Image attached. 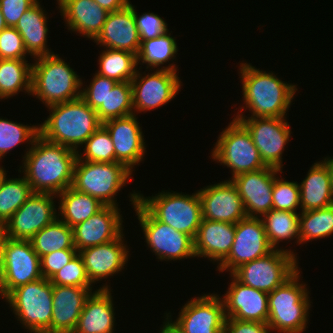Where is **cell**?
I'll use <instances>...</instances> for the list:
<instances>
[{
    "instance_id": "cell-35",
    "label": "cell",
    "mask_w": 333,
    "mask_h": 333,
    "mask_svg": "<svg viewBox=\"0 0 333 333\" xmlns=\"http://www.w3.org/2000/svg\"><path fill=\"white\" fill-rule=\"evenodd\" d=\"M29 241L40 258L51 252L76 249L73 228L59 218L38 231Z\"/></svg>"
},
{
    "instance_id": "cell-45",
    "label": "cell",
    "mask_w": 333,
    "mask_h": 333,
    "mask_svg": "<svg viewBox=\"0 0 333 333\" xmlns=\"http://www.w3.org/2000/svg\"><path fill=\"white\" fill-rule=\"evenodd\" d=\"M133 15L141 41L157 38L169 31L166 21L153 12L139 15L133 5Z\"/></svg>"
},
{
    "instance_id": "cell-31",
    "label": "cell",
    "mask_w": 333,
    "mask_h": 333,
    "mask_svg": "<svg viewBox=\"0 0 333 333\" xmlns=\"http://www.w3.org/2000/svg\"><path fill=\"white\" fill-rule=\"evenodd\" d=\"M58 218L69 227L82 223L99 212L105 205L89 194L79 192L71 186L57 195Z\"/></svg>"
},
{
    "instance_id": "cell-33",
    "label": "cell",
    "mask_w": 333,
    "mask_h": 333,
    "mask_svg": "<svg viewBox=\"0 0 333 333\" xmlns=\"http://www.w3.org/2000/svg\"><path fill=\"white\" fill-rule=\"evenodd\" d=\"M299 215L300 212L297 213L271 209L268 213L261 217L267 239L273 249L284 250L296 257L299 255L291 249H282L281 247L278 248L280 245L279 243L284 240L289 242L297 239L295 240V243L297 242V244L300 245Z\"/></svg>"
},
{
    "instance_id": "cell-1",
    "label": "cell",
    "mask_w": 333,
    "mask_h": 333,
    "mask_svg": "<svg viewBox=\"0 0 333 333\" xmlns=\"http://www.w3.org/2000/svg\"><path fill=\"white\" fill-rule=\"evenodd\" d=\"M26 150L18 172L23 173L33 193L58 195L72 185L77 151L40 135Z\"/></svg>"
},
{
    "instance_id": "cell-7",
    "label": "cell",
    "mask_w": 333,
    "mask_h": 333,
    "mask_svg": "<svg viewBox=\"0 0 333 333\" xmlns=\"http://www.w3.org/2000/svg\"><path fill=\"white\" fill-rule=\"evenodd\" d=\"M133 172L119 162L101 163L76 159L71 187L91 195L105 206L118 207L116 195L132 181Z\"/></svg>"
},
{
    "instance_id": "cell-10",
    "label": "cell",
    "mask_w": 333,
    "mask_h": 333,
    "mask_svg": "<svg viewBox=\"0 0 333 333\" xmlns=\"http://www.w3.org/2000/svg\"><path fill=\"white\" fill-rule=\"evenodd\" d=\"M217 138L210 156L213 161L230 168L232 177L229 180L239 174L267 167L251 134L237 119L233 118Z\"/></svg>"
},
{
    "instance_id": "cell-9",
    "label": "cell",
    "mask_w": 333,
    "mask_h": 333,
    "mask_svg": "<svg viewBox=\"0 0 333 333\" xmlns=\"http://www.w3.org/2000/svg\"><path fill=\"white\" fill-rule=\"evenodd\" d=\"M135 190L130 193L131 205L139 220L145 242L159 261H180L195 258L194 240L170 225L157 220L139 201Z\"/></svg>"
},
{
    "instance_id": "cell-3",
    "label": "cell",
    "mask_w": 333,
    "mask_h": 333,
    "mask_svg": "<svg viewBox=\"0 0 333 333\" xmlns=\"http://www.w3.org/2000/svg\"><path fill=\"white\" fill-rule=\"evenodd\" d=\"M49 116L38 124L45 140L75 151L102 125L96 110L81 97L47 107Z\"/></svg>"
},
{
    "instance_id": "cell-54",
    "label": "cell",
    "mask_w": 333,
    "mask_h": 333,
    "mask_svg": "<svg viewBox=\"0 0 333 333\" xmlns=\"http://www.w3.org/2000/svg\"><path fill=\"white\" fill-rule=\"evenodd\" d=\"M7 172L8 171H6V169H4V167L0 165V186L4 178L7 176Z\"/></svg>"
},
{
    "instance_id": "cell-25",
    "label": "cell",
    "mask_w": 333,
    "mask_h": 333,
    "mask_svg": "<svg viewBox=\"0 0 333 333\" xmlns=\"http://www.w3.org/2000/svg\"><path fill=\"white\" fill-rule=\"evenodd\" d=\"M68 30L95 40L109 12L94 0H56Z\"/></svg>"
},
{
    "instance_id": "cell-27",
    "label": "cell",
    "mask_w": 333,
    "mask_h": 333,
    "mask_svg": "<svg viewBox=\"0 0 333 333\" xmlns=\"http://www.w3.org/2000/svg\"><path fill=\"white\" fill-rule=\"evenodd\" d=\"M111 287L105 283L87 298L73 333H115V307Z\"/></svg>"
},
{
    "instance_id": "cell-21",
    "label": "cell",
    "mask_w": 333,
    "mask_h": 333,
    "mask_svg": "<svg viewBox=\"0 0 333 333\" xmlns=\"http://www.w3.org/2000/svg\"><path fill=\"white\" fill-rule=\"evenodd\" d=\"M231 182L238 190L247 217L261 218L273 209V167L239 174Z\"/></svg>"
},
{
    "instance_id": "cell-51",
    "label": "cell",
    "mask_w": 333,
    "mask_h": 333,
    "mask_svg": "<svg viewBox=\"0 0 333 333\" xmlns=\"http://www.w3.org/2000/svg\"><path fill=\"white\" fill-rule=\"evenodd\" d=\"M163 325L160 327L159 333H180V331L166 318L164 317Z\"/></svg>"
},
{
    "instance_id": "cell-23",
    "label": "cell",
    "mask_w": 333,
    "mask_h": 333,
    "mask_svg": "<svg viewBox=\"0 0 333 333\" xmlns=\"http://www.w3.org/2000/svg\"><path fill=\"white\" fill-rule=\"evenodd\" d=\"M230 277L228 290L222 295L226 317L267 323L268 293L243 285L231 274Z\"/></svg>"
},
{
    "instance_id": "cell-29",
    "label": "cell",
    "mask_w": 333,
    "mask_h": 333,
    "mask_svg": "<svg viewBox=\"0 0 333 333\" xmlns=\"http://www.w3.org/2000/svg\"><path fill=\"white\" fill-rule=\"evenodd\" d=\"M40 2L37 0L28 8L14 27L23 38L27 55L33 60L54 53L47 45L48 12L43 10Z\"/></svg>"
},
{
    "instance_id": "cell-46",
    "label": "cell",
    "mask_w": 333,
    "mask_h": 333,
    "mask_svg": "<svg viewBox=\"0 0 333 333\" xmlns=\"http://www.w3.org/2000/svg\"><path fill=\"white\" fill-rule=\"evenodd\" d=\"M28 56L23 38L14 27L0 33V59H26Z\"/></svg>"
},
{
    "instance_id": "cell-17",
    "label": "cell",
    "mask_w": 333,
    "mask_h": 333,
    "mask_svg": "<svg viewBox=\"0 0 333 333\" xmlns=\"http://www.w3.org/2000/svg\"><path fill=\"white\" fill-rule=\"evenodd\" d=\"M273 250L261 218L246 217L235 224V238L228 256L217 266L231 274L242 264L263 257Z\"/></svg>"
},
{
    "instance_id": "cell-5",
    "label": "cell",
    "mask_w": 333,
    "mask_h": 333,
    "mask_svg": "<svg viewBox=\"0 0 333 333\" xmlns=\"http://www.w3.org/2000/svg\"><path fill=\"white\" fill-rule=\"evenodd\" d=\"M300 269L284 284L268 293L267 324L278 333H303L309 323L310 291L300 281Z\"/></svg>"
},
{
    "instance_id": "cell-16",
    "label": "cell",
    "mask_w": 333,
    "mask_h": 333,
    "mask_svg": "<svg viewBox=\"0 0 333 333\" xmlns=\"http://www.w3.org/2000/svg\"><path fill=\"white\" fill-rule=\"evenodd\" d=\"M251 134L264 164L283 170V151L291 137L287 117L282 118H235Z\"/></svg>"
},
{
    "instance_id": "cell-34",
    "label": "cell",
    "mask_w": 333,
    "mask_h": 333,
    "mask_svg": "<svg viewBox=\"0 0 333 333\" xmlns=\"http://www.w3.org/2000/svg\"><path fill=\"white\" fill-rule=\"evenodd\" d=\"M26 59H0V100L25 92L31 95L32 63Z\"/></svg>"
},
{
    "instance_id": "cell-52",
    "label": "cell",
    "mask_w": 333,
    "mask_h": 333,
    "mask_svg": "<svg viewBox=\"0 0 333 333\" xmlns=\"http://www.w3.org/2000/svg\"><path fill=\"white\" fill-rule=\"evenodd\" d=\"M328 167L329 173H330V178H331V188H332V193H333V156L329 157H324V159H322Z\"/></svg>"
},
{
    "instance_id": "cell-40",
    "label": "cell",
    "mask_w": 333,
    "mask_h": 333,
    "mask_svg": "<svg viewBox=\"0 0 333 333\" xmlns=\"http://www.w3.org/2000/svg\"><path fill=\"white\" fill-rule=\"evenodd\" d=\"M39 135L38 124L25 125L10 121L8 118L0 117V162L2 157L7 155L13 148L26 142L27 146L33 144L34 139Z\"/></svg>"
},
{
    "instance_id": "cell-2",
    "label": "cell",
    "mask_w": 333,
    "mask_h": 333,
    "mask_svg": "<svg viewBox=\"0 0 333 333\" xmlns=\"http://www.w3.org/2000/svg\"><path fill=\"white\" fill-rule=\"evenodd\" d=\"M239 77L242 84L243 104L234 118H282L287 112L296 95V84L282 81L272 71L267 72L255 68L250 63L241 62ZM246 109L251 113L247 117ZM241 112V113H240Z\"/></svg>"
},
{
    "instance_id": "cell-15",
    "label": "cell",
    "mask_w": 333,
    "mask_h": 333,
    "mask_svg": "<svg viewBox=\"0 0 333 333\" xmlns=\"http://www.w3.org/2000/svg\"><path fill=\"white\" fill-rule=\"evenodd\" d=\"M55 194L32 193L2 226L11 239L30 240L38 231L58 218ZM55 202V203H54Z\"/></svg>"
},
{
    "instance_id": "cell-53",
    "label": "cell",
    "mask_w": 333,
    "mask_h": 333,
    "mask_svg": "<svg viewBox=\"0 0 333 333\" xmlns=\"http://www.w3.org/2000/svg\"><path fill=\"white\" fill-rule=\"evenodd\" d=\"M4 231L3 227L0 225V275H1V261H2V244H3V239H4Z\"/></svg>"
},
{
    "instance_id": "cell-13",
    "label": "cell",
    "mask_w": 333,
    "mask_h": 333,
    "mask_svg": "<svg viewBox=\"0 0 333 333\" xmlns=\"http://www.w3.org/2000/svg\"><path fill=\"white\" fill-rule=\"evenodd\" d=\"M220 294L212 293L191 298L182 306L173 321L171 312L164 315L180 333H221L225 330V309Z\"/></svg>"
},
{
    "instance_id": "cell-8",
    "label": "cell",
    "mask_w": 333,
    "mask_h": 333,
    "mask_svg": "<svg viewBox=\"0 0 333 333\" xmlns=\"http://www.w3.org/2000/svg\"><path fill=\"white\" fill-rule=\"evenodd\" d=\"M138 201L157 220L194 240L203 219L198 190L192 195L168 190L148 197L138 193Z\"/></svg>"
},
{
    "instance_id": "cell-48",
    "label": "cell",
    "mask_w": 333,
    "mask_h": 333,
    "mask_svg": "<svg viewBox=\"0 0 333 333\" xmlns=\"http://www.w3.org/2000/svg\"><path fill=\"white\" fill-rule=\"evenodd\" d=\"M37 0H0V9L7 27H15L20 17Z\"/></svg>"
},
{
    "instance_id": "cell-49",
    "label": "cell",
    "mask_w": 333,
    "mask_h": 333,
    "mask_svg": "<svg viewBox=\"0 0 333 333\" xmlns=\"http://www.w3.org/2000/svg\"><path fill=\"white\" fill-rule=\"evenodd\" d=\"M225 330L228 333H271L267 323L244 321L226 317Z\"/></svg>"
},
{
    "instance_id": "cell-28",
    "label": "cell",
    "mask_w": 333,
    "mask_h": 333,
    "mask_svg": "<svg viewBox=\"0 0 333 333\" xmlns=\"http://www.w3.org/2000/svg\"><path fill=\"white\" fill-rule=\"evenodd\" d=\"M235 238V224L202 219L194 238L196 257L219 265L230 253Z\"/></svg>"
},
{
    "instance_id": "cell-24",
    "label": "cell",
    "mask_w": 333,
    "mask_h": 333,
    "mask_svg": "<svg viewBox=\"0 0 333 333\" xmlns=\"http://www.w3.org/2000/svg\"><path fill=\"white\" fill-rule=\"evenodd\" d=\"M94 42L107 49L127 51L137 56L141 40L131 2L123 9L109 12Z\"/></svg>"
},
{
    "instance_id": "cell-36",
    "label": "cell",
    "mask_w": 333,
    "mask_h": 333,
    "mask_svg": "<svg viewBox=\"0 0 333 333\" xmlns=\"http://www.w3.org/2000/svg\"><path fill=\"white\" fill-rule=\"evenodd\" d=\"M104 49L98 56L96 73L116 82H131L138 69L137 56L127 51Z\"/></svg>"
},
{
    "instance_id": "cell-30",
    "label": "cell",
    "mask_w": 333,
    "mask_h": 333,
    "mask_svg": "<svg viewBox=\"0 0 333 333\" xmlns=\"http://www.w3.org/2000/svg\"><path fill=\"white\" fill-rule=\"evenodd\" d=\"M299 187L301 212L333 205L330 173L323 160L312 164Z\"/></svg>"
},
{
    "instance_id": "cell-26",
    "label": "cell",
    "mask_w": 333,
    "mask_h": 333,
    "mask_svg": "<svg viewBox=\"0 0 333 333\" xmlns=\"http://www.w3.org/2000/svg\"><path fill=\"white\" fill-rule=\"evenodd\" d=\"M92 288L53 285L51 333H73Z\"/></svg>"
},
{
    "instance_id": "cell-41",
    "label": "cell",
    "mask_w": 333,
    "mask_h": 333,
    "mask_svg": "<svg viewBox=\"0 0 333 333\" xmlns=\"http://www.w3.org/2000/svg\"><path fill=\"white\" fill-rule=\"evenodd\" d=\"M83 152L77 151V159L88 162H115V150L111 136L101 125L83 144ZM80 152V153H79Z\"/></svg>"
},
{
    "instance_id": "cell-6",
    "label": "cell",
    "mask_w": 333,
    "mask_h": 333,
    "mask_svg": "<svg viewBox=\"0 0 333 333\" xmlns=\"http://www.w3.org/2000/svg\"><path fill=\"white\" fill-rule=\"evenodd\" d=\"M53 285L41 279L20 285L5 298L23 327L30 333H51Z\"/></svg>"
},
{
    "instance_id": "cell-4",
    "label": "cell",
    "mask_w": 333,
    "mask_h": 333,
    "mask_svg": "<svg viewBox=\"0 0 333 333\" xmlns=\"http://www.w3.org/2000/svg\"><path fill=\"white\" fill-rule=\"evenodd\" d=\"M32 62L31 96L42 101L45 107L81 97L85 82L59 54L46 55Z\"/></svg>"
},
{
    "instance_id": "cell-42",
    "label": "cell",
    "mask_w": 333,
    "mask_h": 333,
    "mask_svg": "<svg viewBox=\"0 0 333 333\" xmlns=\"http://www.w3.org/2000/svg\"><path fill=\"white\" fill-rule=\"evenodd\" d=\"M279 173H283V171L274 168L273 209L297 212V210H300L299 183L297 181H288L284 177L279 178Z\"/></svg>"
},
{
    "instance_id": "cell-55",
    "label": "cell",
    "mask_w": 333,
    "mask_h": 333,
    "mask_svg": "<svg viewBox=\"0 0 333 333\" xmlns=\"http://www.w3.org/2000/svg\"><path fill=\"white\" fill-rule=\"evenodd\" d=\"M6 24L0 9V33L6 28Z\"/></svg>"
},
{
    "instance_id": "cell-18",
    "label": "cell",
    "mask_w": 333,
    "mask_h": 333,
    "mask_svg": "<svg viewBox=\"0 0 333 333\" xmlns=\"http://www.w3.org/2000/svg\"><path fill=\"white\" fill-rule=\"evenodd\" d=\"M202 218L236 224L246 218L242 199L231 180L207 185L198 190Z\"/></svg>"
},
{
    "instance_id": "cell-38",
    "label": "cell",
    "mask_w": 333,
    "mask_h": 333,
    "mask_svg": "<svg viewBox=\"0 0 333 333\" xmlns=\"http://www.w3.org/2000/svg\"><path fill=\"white\" fill-rule=\"evenodd\" d=\"M33 191L24 177L8 178L7 176L0 186V225L18 210L32 195Z\"/></svg>"
},
{
    "instance_id": "cell-43",
    "label": "cell",
    "mask_w": 333,
    "mask_h": 333,
    "mask_svg": "<svg viewBox=\"0 0 333 333\" xmlns=\"http://www.w3.org/2000/svg\"><path fill=\"white\" fill-rule=\"evenodd\" d=\"M50 282L52 285L93 288V284L87 276L83 259L79 253L73 260L59 270V272L50 279Z\"/></svg>"
},
{
    "instance_id": "cell-50",
    "label": "cell",
    "mask_w": 333,
    "mask_h": 333,
    "mask_svg": "<svg viewBox=\"0 0 333 333\" xmlns=\"http://www.w3.org/2000/svg\"><path fill=\"white\" fill-rule=\"evenodd\" d=\"M99 6L108 12H114L123 9L130 3V0H94Z\"/></svg>"
},
{
    "instance_id": "cell-47",
    "label": "cell",
    "mask_w": 333,
    "mask_h": 333,
    "mask_svg": "<svg viewBox=\"0 0 333 333\" xmlns=\"http://www.w3.org/2000/svg\"><path fill=\"white\" fill-rule=\"evenodd\" d=\"M78 254L76 249H63L48 253L40 258L41 274L50 280Z\"/></svg>"
},
{
    "instance_id": "cell-37",
    "label": "cell",
    "mask_w": 333,
    "mask_h": 333,
    "mask_svg": "<svg viewBox=\"0 0 333 333\" xmlns=\"http://www.w3.org/2000/svg\"><path fill=\"white\" fill-rule=\"evenodd\" d=\"M333 234V205L300 212L299 237L300 244L317 239H323Z\"/></svg>"
},
{
    "instance_id": "cell-39",
    "label": "cell",
    "mask_w": 333,
    "mask_h": 333,
    "mask_svg": "<svg viewBox=\"0 0 333 333\" xmlns=\"http://www.w3.org/2000/svg\"><path fill=\"white\" fill-rule=\"evenodd\" d=\"M96 112L102 123L134 114L131 82H117L107 92L105 106H100Z\"/></svg>"
},
{
    "instance_id": "cell-32",
    "label": "cell",
    "mask_w": 333,
    "mask_h": 333,
    "mask_svg": "<svg viewBox=\"0 0 333 333\" xmlns=\"http://www.w3.org/2000/svg\"><path fill=\"white\" fill-rule=\"evenodd\" d=\"M177 52L178 46L176 39L171 36V33L168 31L157 38L141 41L137 54V64H146V69L148 70L149 68L151 71H154L155 68H157V70L166 69L177 72L178 66L175 65V62H172L176 58L175 55L178 54ZM166 63L169 64L166 65Z\"/></svg>"
},
{
    "instance_id": "cell-22",
    "label": "cell",
    "mask_w": 333,
    "mask_h": 333,
    "mask_svg": "<svg viewBox=\"0 0 333 333\" xmlns=\"http://www.w3.org/2000/svg\"><path fill=\"white\" fill-rule=\"evenodd\" d=\"M121 209L104 206L99 212L73 227L74 246L80 250L117 239L124 231Z\"/></svg>"
},
{
    "instance_id": "cell-19",
    "label": "cell",
    "mask_w": 333,
    "mask_h": 333,
    "mask_svg": "<svg viewBox=\"0 0 333 333\" xmlns=\"http://www.w3.org/2000/svg\"><path fill=\"white\" fill-rule=\"evenodd\" d=\"M136 114L110 119L102 123L111 136L115 150V162L122 163L130 171L144 161L146 144Z\"/></svg>"
},
{
    "instance_id": "cell-44",
    "label": "cell",
    "mask_w": 333,
    "mask_h": 333,
    "mask_svg": "<svg viewBox=\"0 0 333 333\" xmlns=\"http://www.w3.org/2000/svg\"><path fill=\"white\" fill-rule=\"evenodd\" d=\"M89 85L81 87V98L94 110L105 106V96L116 85V81L95 73Z\"/></svg>"
},
{
    "instance_id": "cell-12",
    "label": "cell",
    "mask_w": 333,
    "mask_h": 333,
    "mask_svg": "<svg viewBox=\"0 0 333 333\" xmlns=\"http://www.w3.org/2000/svg\"><path fill=\"white\" fill-rule=\"evenodd\" d=\"M42 277L40 257L30 241L5 236L2 244L0 298L4 299L16 287Z\"/></svg>"
},
{
    "instance_id": "cell-14",
    "label": "cell",
    "mask_w": 333,
    "mask_h": 333,
    "mask_svg": "<svg viewBox=\"0 0 333 333\" xmlns=\"http://www.w3.org/2000/svg\"><path fill=\"white\" fill-rule=\"evenodd\" d=\"M139 67L131 81L134 114L158 109L181 91L182 82L177 72L155 69L142 74V66Z\"/></svg>"
},
{
    "instance_id": "cell-20",
    "label": "cell",
    "mask_w": 333,
    "mask_h": 333,
    "mask_svg": "<svg viewBox=\"0 0 333 333\" xmlns=\"http://www.w3.org/2000/svg\"><path fill=\"white\" fill-rule=\"evenodd\" d=\"M124 233L117 239L80 250L87 276L92 284L124 271L129 259V248Z\"/></svg>"
},
{
    "instance_id": "cell-11",
    "label": "cell",
    "mask_w": 333,
    "mask_h": 333,
    "mask_svg": "<svg viewBox=\"0 0 333 333\" xmlns=\"http://www.w3.org/2000/svg\"><path fill=\"white\" fill-rule=\"evenodd\" d=\"M298 262L296 256L273 249L263 257L242 264L231 275L243 285L270 293L300 269Z\"/></svg>"
}]
</instances>
